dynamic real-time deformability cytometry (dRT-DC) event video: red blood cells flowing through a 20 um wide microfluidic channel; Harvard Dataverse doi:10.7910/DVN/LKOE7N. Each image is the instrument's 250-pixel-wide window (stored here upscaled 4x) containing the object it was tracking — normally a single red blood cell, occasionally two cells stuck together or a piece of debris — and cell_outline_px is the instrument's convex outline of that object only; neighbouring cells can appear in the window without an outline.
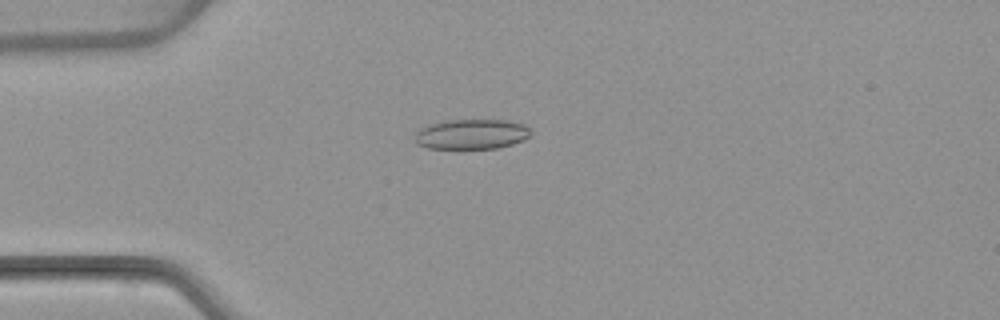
{"species": "common noctule bat (a hibernating species)", "species_latin": "Nyctalus noctula", "temperature_condition": "warm", "stored_images_in_passage": 53, "camera_frame_rate_fps": 3000, "um_per_image_px": 0.085, "animal": {"sex": "female", "body_mass_g": 22.7, "forearm_length_mm": 54.2}, "frame": {"image": 1, "passage_image": 14, "time_ms": 4.333, "image_size_px": [1000, 320], "cell_outline_px": [[532, 132], [524, 140], [512, 144], [496, 148], [428, 148], [416, 144], [416, 132], [420, 128], [432, 124], [448, 120], [508, 120], [524, 124]], "centroid_in_image_um": [40.1, 11.4], "position_along_channel_um": 44.9, "area_um2": 20.11}}
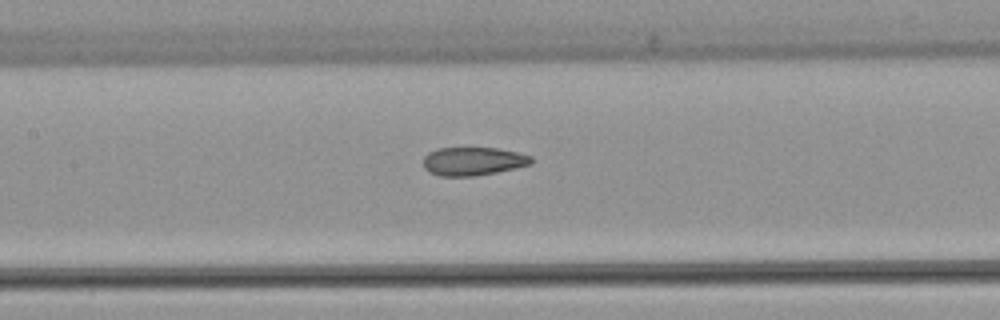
{"frame": {"image": 2, "passage_image": 25, "time_ms": 8.0, "image_size_px": [1000, 320], "cell_outline_px": [[532, 164], [516, 168], [496, 172], [472, 176], [440, 176], [428, 172], [424, 168], [424, 156], [428, 152], [436, 148], [496, 148], [516, 152], [532, 156]], "centroid_in_image_um": [40.19, 13.7], "position_along_channel_um": 167.2, "area_um2": 17.86}}
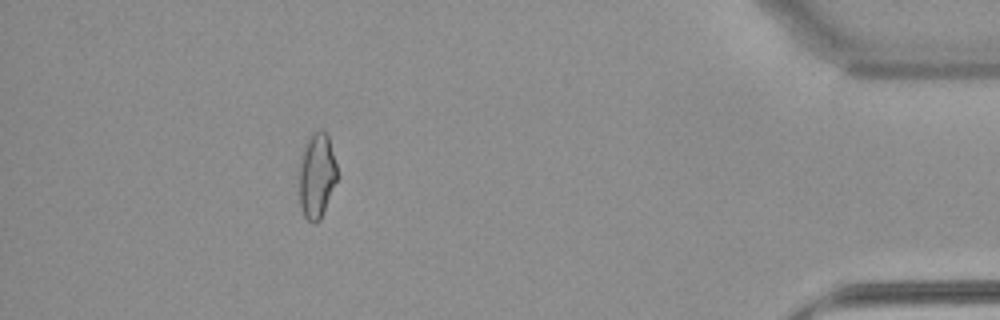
{"frame": {"image": 3, "passage_image": 48, "time_ms": 15.667, "image_size_px": [1000, 320], "cell_outline_px": [[340, 176], [320, 220], [316, 224], [312, 224], [304, 216], [300, 204], [300, 156], [308, 140], [320, 128], [328, 136]], "centroid_in_image_um": [26.96, 14.98], "position_along_channel_um": 408.2, "area_um2": 18.96}, "authors_computed_cell_mechanics": {"area_um2": 18.9006, "velocity_mm_per_s": 3.8537, "shape_relaxation_time_tau1_ms": null, "shape_relaxation_time_tau2_ms": 2.2024, "deformation_change_tau1": null, "deformation_change_tau2": 0.0883}}